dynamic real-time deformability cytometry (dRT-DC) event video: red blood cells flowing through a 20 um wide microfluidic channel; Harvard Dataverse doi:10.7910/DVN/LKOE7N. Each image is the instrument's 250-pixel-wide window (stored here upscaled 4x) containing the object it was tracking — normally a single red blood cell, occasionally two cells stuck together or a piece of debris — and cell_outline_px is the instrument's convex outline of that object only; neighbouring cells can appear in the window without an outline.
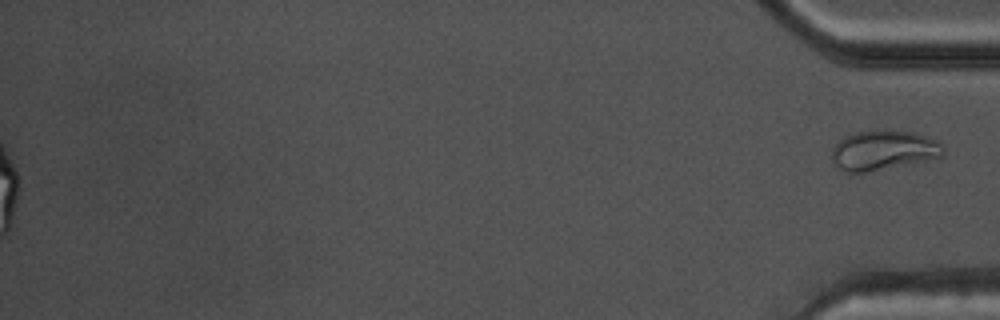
{"species": "common noctule bat (a hibernating species)", "species_latin": "Nyctalus noctula", "temperature_condition": "warm", "stored_images_in_passage": 55, "segment_of_instrument_passage": [2, 2], "camera_frame_rate_fps": 3000, "um_per_image_px": 0.085, "animal": {"sex": "male", "body_mass_g": 17.5, "forearm_length_mm": 52.3}, "frame": {"image": 1, "passage_image": 55, "time_ms": 18.0, "image_size_px": [1000, 320], "cell_outline_px": [[944, 152], [940, 156], [924, 160], [864, 172], [848, 172], [840, 168], [832, 160], [832, 148], [844, 136], [856, 132], [916, 132], [936, 140], [944, 148]], "centroid_in_image_um": [75.06, 12.77], "position_along_channel_um": 360.1, "area_um2": 24.74}}